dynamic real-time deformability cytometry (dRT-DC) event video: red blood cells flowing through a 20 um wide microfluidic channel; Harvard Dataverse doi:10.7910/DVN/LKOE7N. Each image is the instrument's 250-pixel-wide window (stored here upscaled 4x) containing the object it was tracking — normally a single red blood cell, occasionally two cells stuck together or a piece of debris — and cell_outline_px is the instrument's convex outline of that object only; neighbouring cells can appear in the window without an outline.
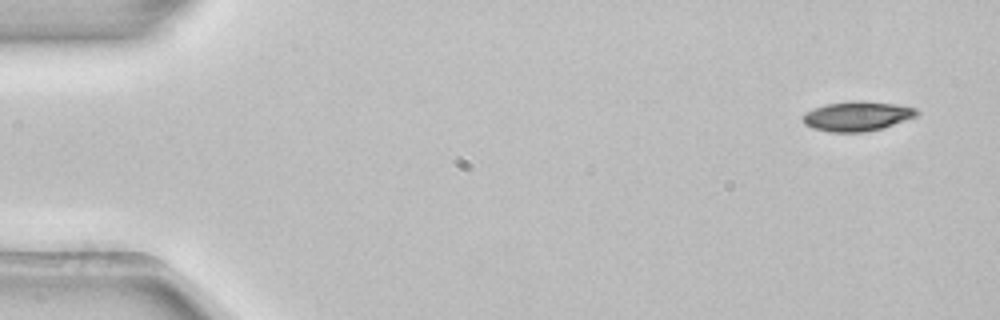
{"species": "common noctule bat (a hibernating species)", "species_latin": "Nyctalus noctula", "temperature_condition": "room temperature", "stored_images_in_passage": 4, "segment_of_instrument_passage": [1, 2], "camera_frame_rate_fps": 3000, "um_per_image_px": 0.085, "animal": {"sex": "female", "body_mass_g": 22.7, "forearm_length_mm": 54.2}, "frame": {"image": 1, "passage_image": 1, "time_ms": 0.0, "image_size_px": [1000, 320], "cell_outline_px": [[920, 116], [880, 128], [864, 132], [832, 132], [812, 128], [804, 124], [800, 116], [804, 112], [812, 108], [824, 104], [860, 100], [864, 100], [896, 104], [916, 108], [920, 112]], "centroid_in_image_um": [72.84, 9.86], "position_along_channel_um": 12.2, "area_um2": 20.0}}